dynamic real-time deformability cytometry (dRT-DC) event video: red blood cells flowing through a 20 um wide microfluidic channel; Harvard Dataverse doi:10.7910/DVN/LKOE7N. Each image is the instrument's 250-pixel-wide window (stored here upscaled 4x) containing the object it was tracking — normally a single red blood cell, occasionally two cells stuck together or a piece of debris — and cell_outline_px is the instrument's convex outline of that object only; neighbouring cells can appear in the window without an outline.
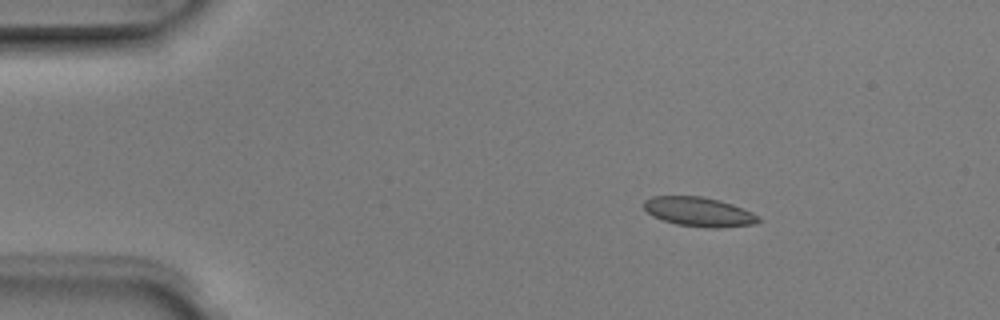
{"species": "Egyptian fruit bat (a non-hibernating species)", "species_latin": "Rousettus aegyptiacus", "temperature_condition": "room temperature", "stored_images_in_passage": 4, "camera_frame_rate_fps": 3000, "um_per_image_px": 0.085, "animal": {"sex": "male"}, "frame": {"image": 1, "passage_image": 2, "time_ms": 0.333, "image_size_px": [1000, 320], "cell_outline_px": [[760, 220], [756, 224], [720, 228], [704, 228], [676, 224], [652, 216], [644, 208], [644, 200], [652, 196], [700, 196], [720, 200], [732, 204], [752, 212], [760, 216]], "centroid_in_image_um": [59.43, 18.01], "position_along_channel_um": 25.6, "area_um2": 19.71}}